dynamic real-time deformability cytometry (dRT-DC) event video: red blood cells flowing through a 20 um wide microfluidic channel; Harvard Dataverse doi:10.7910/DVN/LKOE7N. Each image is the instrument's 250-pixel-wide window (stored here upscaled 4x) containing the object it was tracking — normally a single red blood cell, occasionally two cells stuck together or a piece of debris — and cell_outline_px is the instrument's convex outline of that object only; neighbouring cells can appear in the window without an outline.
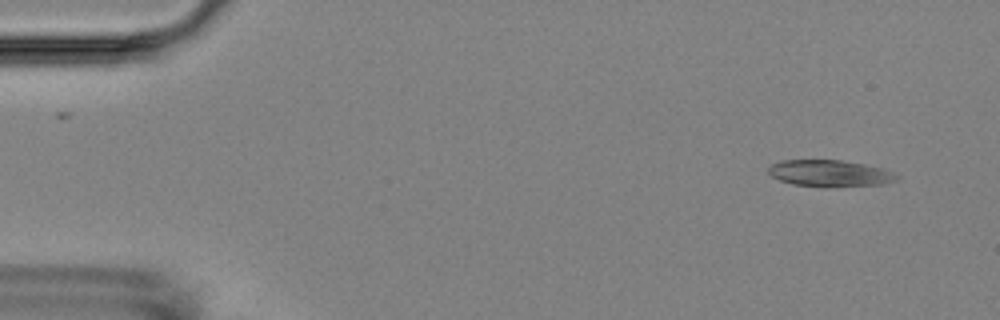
{"species": "Egyptian fruit bat (a non-hibernating species)", "species_latin": "Rousettus aegyptiacus", "temperature_condition": "room temperature", "stored_images_in_passage": 5, "camera_frame_rate_fps": 3000, "um_per_image_px": 0.085, "animal": {"sex": "female"}, "frame": {"image": 1, "passage_image": 1, "time_ms": 0.0, "image_size_px": [1000, 320], "cell_outline_px": [[900, 180], [880, 184], [792, 184], [780, 180], [772, 176], [768, 172], [768, 168], [772, 164], [780, 160], [840, 160], [864, 164], [884, 168], [900, 176]], "centroid_in_image_um": [70.55, 14.67], "position_along_channel_um": 14.5, "area_um2": 18.9}}
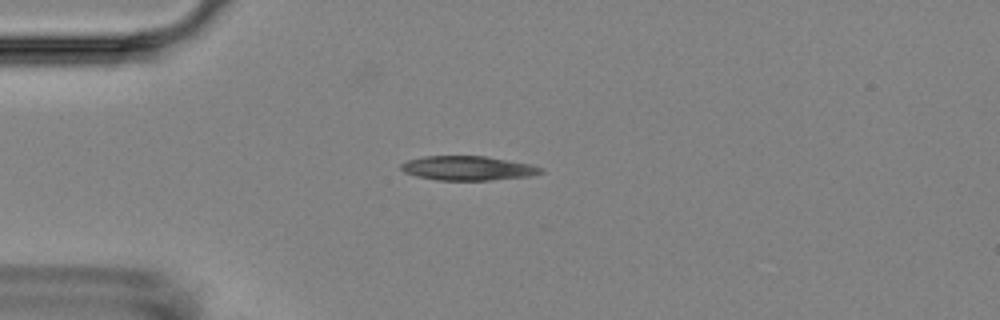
{"frame": {"image": 2, "passage_image": 3, "time_ms": 3.333, "image_size_px": [1000, 320], "cell_outline_px": [[544, 172], [528, 176], [488, 180], [436, 180], [416, 176], [404, 172], [400, 168], [400, 164], [408, 160], [424, 156], [484, 156], [532, 164], [544, 168]], "centroid_in_image_um": [39.76, 14.29], "position_along_channel_um": 45.2, "area_um2": 19.77}}